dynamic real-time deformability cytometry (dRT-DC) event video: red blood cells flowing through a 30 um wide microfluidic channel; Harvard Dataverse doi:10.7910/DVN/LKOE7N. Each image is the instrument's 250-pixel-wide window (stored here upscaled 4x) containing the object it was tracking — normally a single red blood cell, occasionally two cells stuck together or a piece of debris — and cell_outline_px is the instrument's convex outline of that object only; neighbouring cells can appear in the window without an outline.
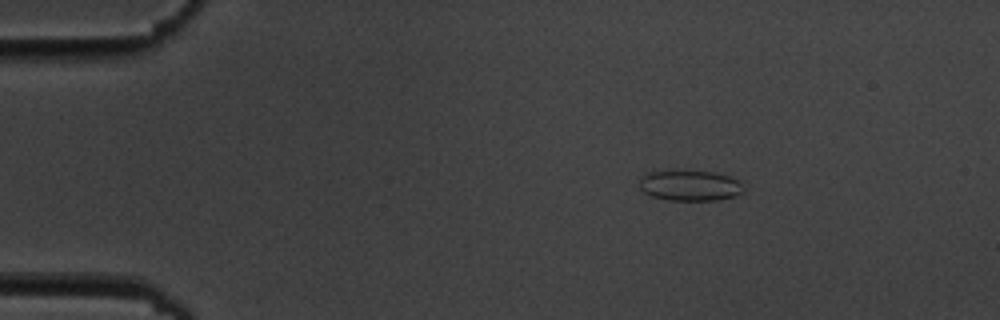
{"species": "common noctule bat (a hibernating species)", "species_latin": "Nyctalus noctula", "temperature_condition": "cold", "stored_images_in_passage": 14, "camera_frame_rate_fps": 3000, "um_per_image_px": 0.085, "animal": {"sex": "male", "body_mass_g": 19.5, "forearm_length_mm": 54.6}, "frame": {"image": 1, "passage_image": 2, "time_ms": 1.0, "image_size_px": [1000, 320], "cell_outline_px": [[744, 192], [736, 196], [720, 200], [668, 200], [652, 196], [644, 192], [640, 188], [640, 180], [644, 172], [712, 172], [728, 176], [736, 180], [744, 188]], "centroid_in_image_um": [58.65, 15.8], "position_along_channel_um": 26.4, "area_um2": 18.21}}
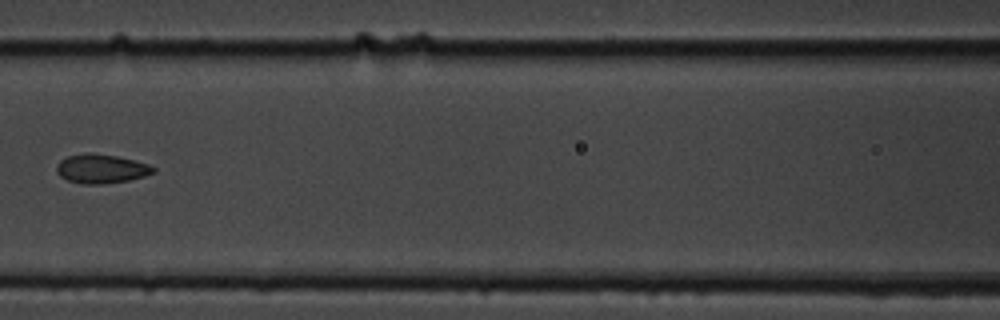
{"frame": {"image": 2, "passage_image": 6, "time_ms": 6.667, "image_size_px": [1000, 320], "cell_outline_px": [[156, 172], [144, 176], [128, 180], [100, 184], [84, 184], [68, 180], [60, 176], [56, 172], [56, 164], [60, 160], [68, 156], [88, 152], [116, 156], [148, 164], [156, 168]], "centroid_in_image_um": [8.58, 14.34], "position_along_channel_um": 158.0, "area_um2": 16.3}}
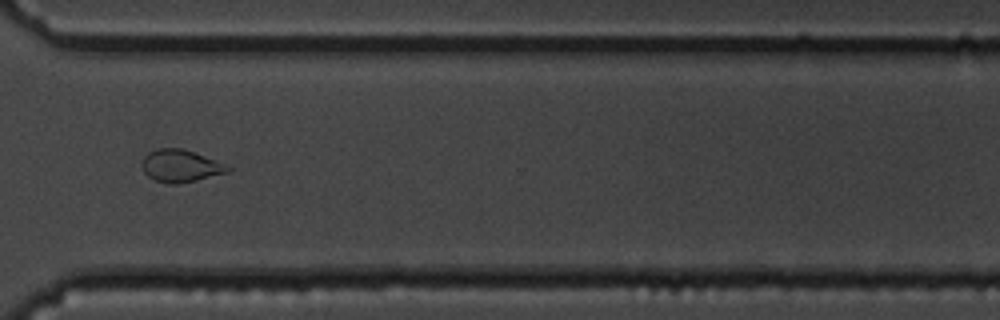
{"frame": {"image": 3, "passage_image": 11, "time_ms": 12.333, "image_size_px": [1000, 320], "cell_outline_px": [[232, 168], [228, 172], [196, 180], [176, 184], [172, 184], [156, 180], [148, 176], [144, 172], [140, 164], [144, 156], [148, 152], [156, 148], [184, 148], [224, 164]], "centroid_in_image_um": [15.3, 14.09], "position_along_channel_um": 355.3, "area_um2": 16.07}, "authors_computed_cell_mechanics": {"area_um2": 16.7042, "velocity_mm_per_s": 3.4985, "shape_relaxation_time_tau1_ms": null, "shape_relaxation_time_tau2_ms": 1.9765, "deformation_change_tau1": null, "deformation_change_tau2": 0.0587}}